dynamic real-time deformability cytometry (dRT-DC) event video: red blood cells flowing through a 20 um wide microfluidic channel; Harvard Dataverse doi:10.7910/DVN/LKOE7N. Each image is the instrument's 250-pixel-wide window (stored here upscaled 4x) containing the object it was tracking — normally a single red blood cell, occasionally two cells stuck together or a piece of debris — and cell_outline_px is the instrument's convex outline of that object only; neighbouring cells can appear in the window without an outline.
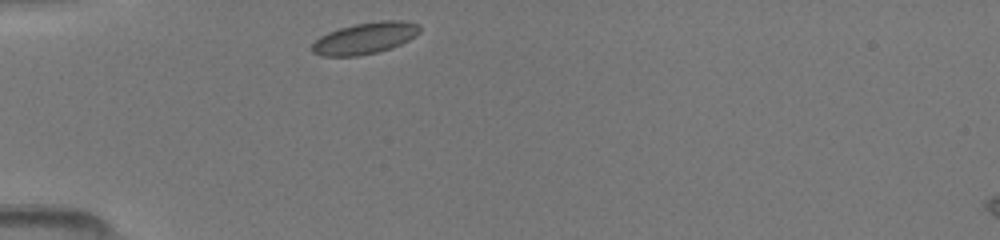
{"species": "common noctule bat (a hibernating species)", "species_latin": "Nyctalus noctula", "temperature_condition": "room temperature", "stored_images_in_passage": 34, "camera_frame_rate_fps": 3000, "um_per_image_px": 0.085, "animal": {"sex": "female", "body_mass_g": 19.5, "forearm_length_mm": 54.1}, "frame": {"image": 1, "passage_image": 1, "time_ms": 0.0, "image_size_px": [1000, 240], "cell_outline_px": [[420, 32], [416, 36], [392, 48], [360, 56], [324, 56], [312, 52], [312, 44], [320, 36], [328, 32], [352, 24], [380, 20], [404, 20], [416, 24], [420, 28]], "centroid_in_image_um": [31.03, 3.24], "position_along_channel_um": 54.0, "area_um2": 19.83}}
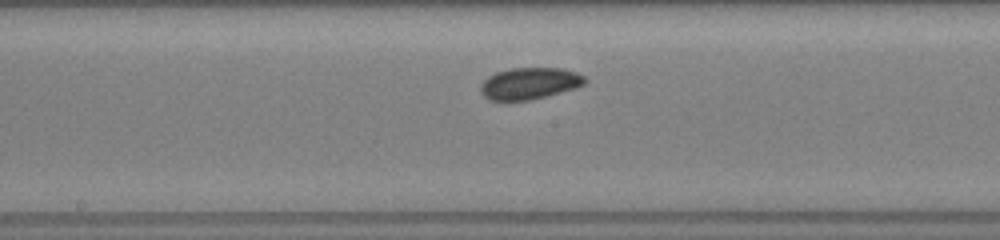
{"frame": {"image": 2, "passage_image": 13, "time_ms": 4.0, "image_size_px": [1000, 240], "cell_outline_px": [[588, 80], [584, 84], [576, 88], [528, 100], [488, 100], [480, 92], [480, 84], [488, 76], [496, 72], [508, 68], [560, 68], [576, 72], [584, 76]], "centroid_in_image_um": [44.99, 7.08], "position_along_channel_um": 203.2, "area_um2": 19.25}}
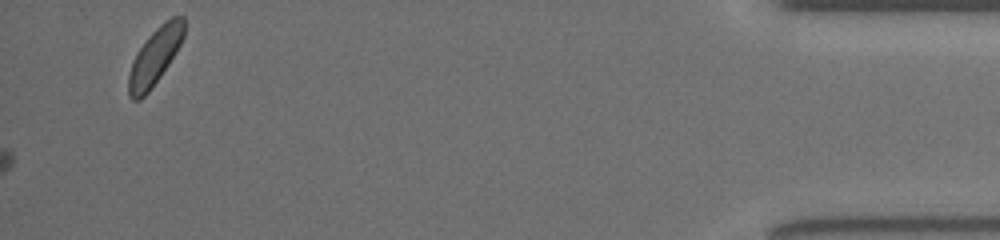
{"frame": {"image": 3, "passage_image": 34, "time_ms": 11.0, "image_size_px": [1000, 240], "cell_outline_px": [[184, 36], [180, 44], [168, 64], [160, 76], [148, 92], [140, 100], [132, 100], [128, 96], [128, 76], [132, 60], [148, 36], [164, 20], [172, 16], [184, 16]], "centroid_in_image_um": [13.15, 4.8], "position_along_channel_um": 422.1, "area_um2": 18.15}}